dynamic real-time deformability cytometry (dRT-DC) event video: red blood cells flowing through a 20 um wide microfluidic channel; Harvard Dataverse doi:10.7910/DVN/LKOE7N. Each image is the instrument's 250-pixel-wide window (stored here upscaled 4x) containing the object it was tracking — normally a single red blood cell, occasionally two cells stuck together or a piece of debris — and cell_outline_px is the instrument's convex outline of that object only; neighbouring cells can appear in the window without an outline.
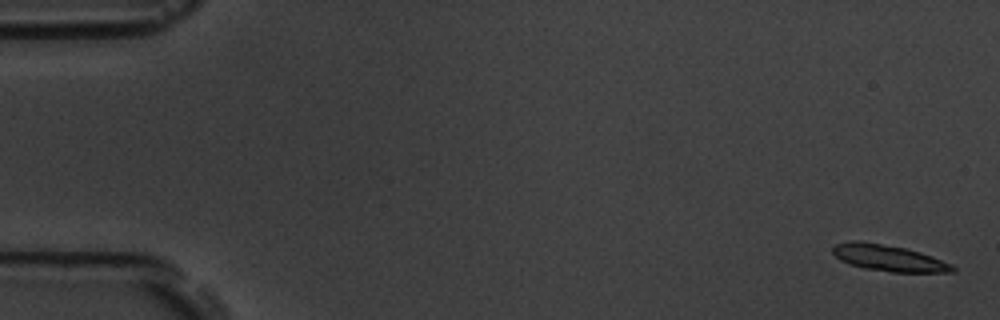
{"species": "common noctule bat (a hibernating species)", "species_latin": "Nyctalus noctula", "temperature_condition": "room temperature", "stored_images_in_passage": 11, "camera_frame_rate_fps": 3000, "um_per_image_px": 0.085, "animal": {"sex": "male", "body_mass_g": 19.5, "forearm_length_mm": 54.6}, "frame": {"image": 1, "passage_image": 1, "time_ms": 0.0, "image_size_px": [1000, 320], "cell_outline_px": [[956, 272], [892, 272], [864, 268], [848, 264], [840, 260], [832, 252], [832, 248], [836, 244], [852, 240], [860, 240], [904, 248], [920, 252], [932, 256], [952, 264], [956, 268]], "centroid_in_image_um": [75.53, 21.93], "position_along_channel_um": 9.5, "area_um2": 18.38}}
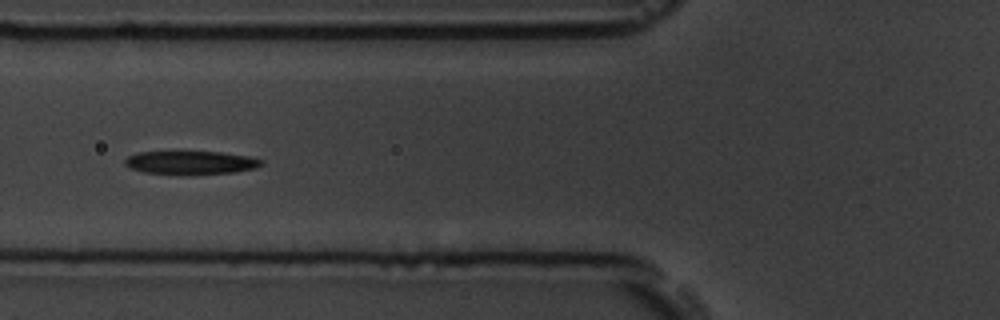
{"frame": {"image": 2, "passage_image": 7, "time_ms": 6.667, "image_size_px": [1000, 320], "cell_outline_px": [[264, 164], [256, 168], [236, 172], [144, 172], [132, 168], [124, 164], [124, 160], [128, 156], [136, 152], [220, 152], [248, 156], [264, 160]], "centroid_in_image_um": [16.26, 13.78], "position_along_channel_um": 109.5, "area_um2": 17.69}}
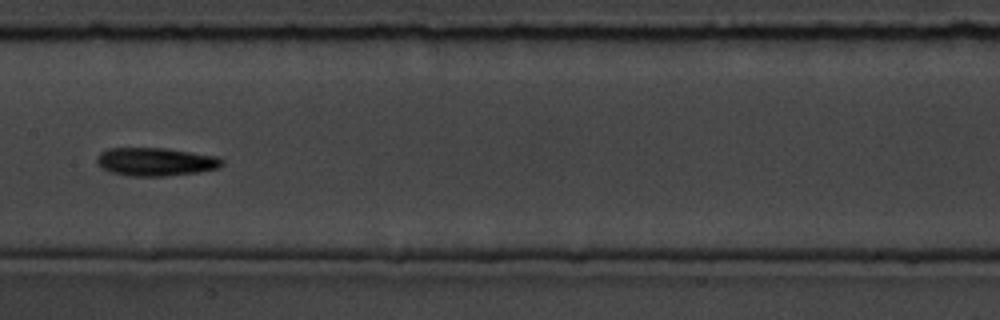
{"frame": {"image": 3, "passage_image": 9, "time_ms": 9.0, "image_size_px": [1000, 320], "cell_outline_px": [[224, 164], [216, 168], [196, 172], [164, 176], [128, 176], [112, 172], [96, 164], [96, 156], [100, 152], [108, 148], [164, 148], [216, 156], [224, 160]], "centroid_in_image_um": [13.18, 13.74], "position_along_channel_um": 194.2, "area_um2": 20.46}}